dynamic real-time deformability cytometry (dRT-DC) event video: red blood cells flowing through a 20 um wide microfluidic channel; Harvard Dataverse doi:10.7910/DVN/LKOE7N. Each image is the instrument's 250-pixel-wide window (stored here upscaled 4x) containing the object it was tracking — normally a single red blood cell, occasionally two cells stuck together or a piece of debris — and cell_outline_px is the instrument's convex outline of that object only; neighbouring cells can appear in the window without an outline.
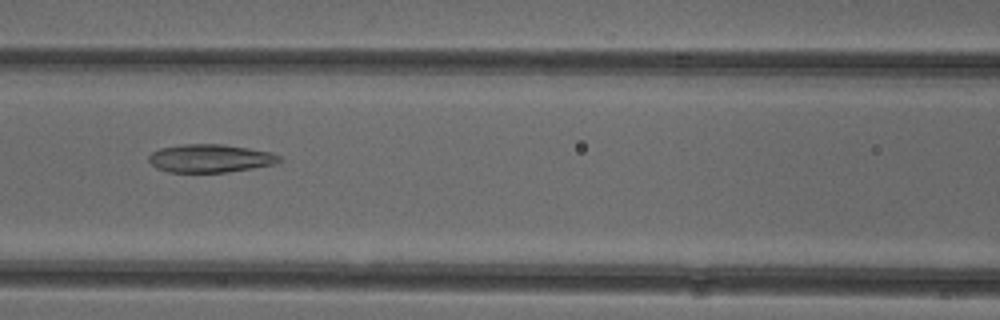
{"species": "common noctule bat (a hibernating species)", "species_latin": "Nyctalus noctula", "temperature_condition": "cold", "stored_images_in_passage": 51, "camera_frame_rate_fps": 3000, "um_per_image_px": 0.085, "animal": {"sex": "female"}, "frame": {"image": 1, "passage_image": 22, "time_ms": 7.0, "image_size_px": [1000, 320], "cell_outline_px": [[284, 160], [276, 164], [252, 168], [224, 172], [168, 172], [156, 168], [148, 160], [148, 156], [152, 152], [160, 148], [184, 144], [224, 144], [248, 148], [268, 152], [280, 156]], "centroid_in_image_um": [17.86, 13.46], "position_along_channel_um": 148.7, "area_um2": 21.39}}
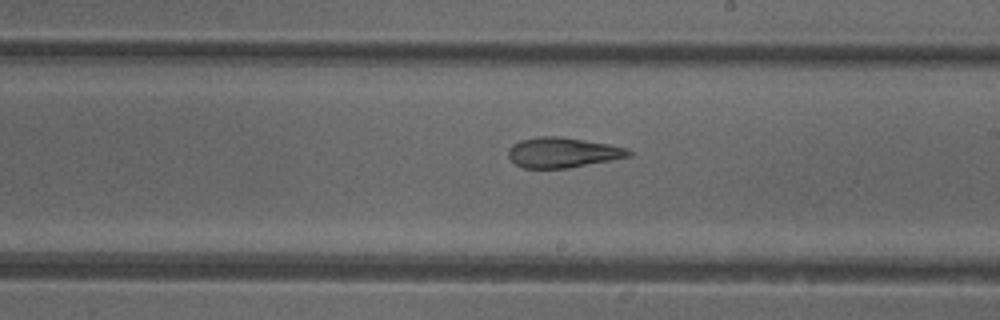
{"frame": {"image": 2, "passage_image": 29, "time_ms": 9.333, "image_size_px": [1000, 320], "cell_outline_px": [[632, 156], [568, 168], [524, 168], [516, 164], [508, 156], [508, 148], [512, 144], [520, 140], [540, 136], [556, 136], [584, 140], [608, 144], [628, 148], [632, 152]], "centroid_in_image_um": [47.82, 12.96], "position_along_channel_um": 241.2, "area_um2": 21.1}}
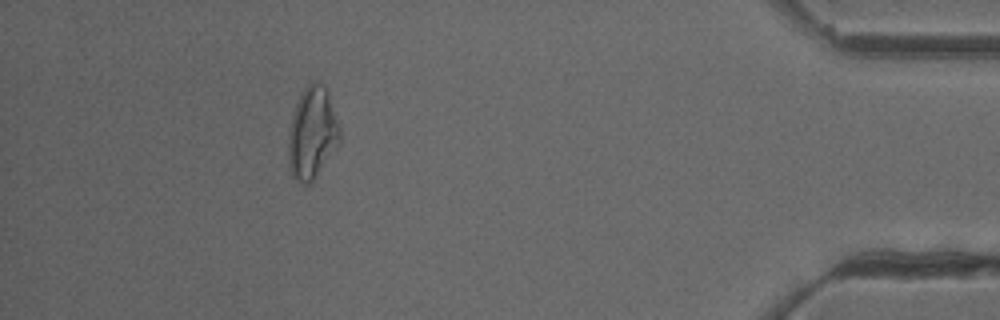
{"frame": {"image": 3, "passage_image": 46, "time_ms": 15.0, "image_size_px": [1000, 320], "cell_outline_px": [[340, 140], [312, 180], [308, 184], [304, 184], [296, 180], [292, 176], [288, 160], [288, 132], [292, 116], [300, 92], [312, 80], [324, 84], [328, 92], [340, 128]], "centroid_in_image_um": [26.51, 11.25], "position_along_channel_um": 408.7, "area_um2": 27.22}, "authors_computed_cell_mechanics": {"area_um2": 25.4898, "velocity_mm_per_s": 3.971, "shape_relaxation_time_tau1_ms": null, "shape_relaxation_time_tau2_ms": 3.3273, "deformation_change_tau1": null, "deformation_change_tau2": 0.1348}}